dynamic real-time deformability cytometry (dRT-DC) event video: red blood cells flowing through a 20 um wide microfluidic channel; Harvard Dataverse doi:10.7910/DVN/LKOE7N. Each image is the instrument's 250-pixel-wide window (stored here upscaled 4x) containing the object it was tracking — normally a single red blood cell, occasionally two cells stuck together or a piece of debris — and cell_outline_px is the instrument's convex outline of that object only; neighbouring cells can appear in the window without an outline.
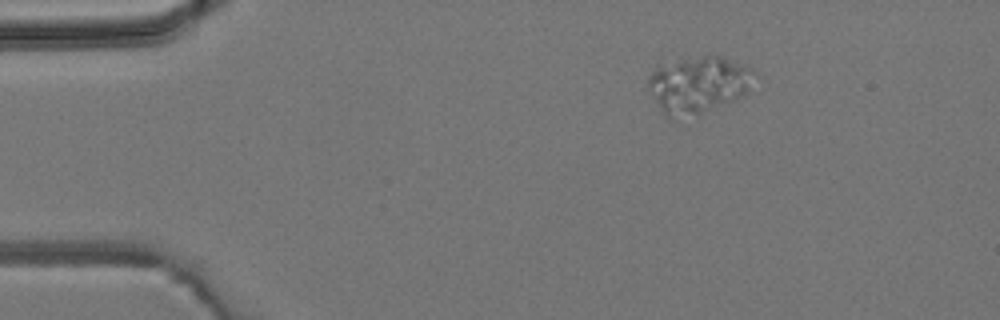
{"species": "common noctule bat (a hibernating species)", "species_latin": "Nyctalus noctula", "temperature_condition": "room temperature", "stored_images_in_passage": 3, "camera_frame_rate_fps": 3000, "um_per_image_px": 0.085, "animal": {"sex": "male", "body_mass_g": 19.2, "forearm_length_mm": 51.8}, "frame": {"image": 1, "passage_image": 1, "time_ms": 0.0, "image_size_px": [1000, 320], "cell_outline_px": [[760, 76], [748, 92], [732, 100], [676, 120], [672, 120], [660, 108], [648, 88], [648, 76], [660, 56], [708, 52], [720, 56], [752, 68]], "centroid_in_image_um": [59.29, 7.02], "position_along_channel_um": 25.7, "area_um2": 37.11}}
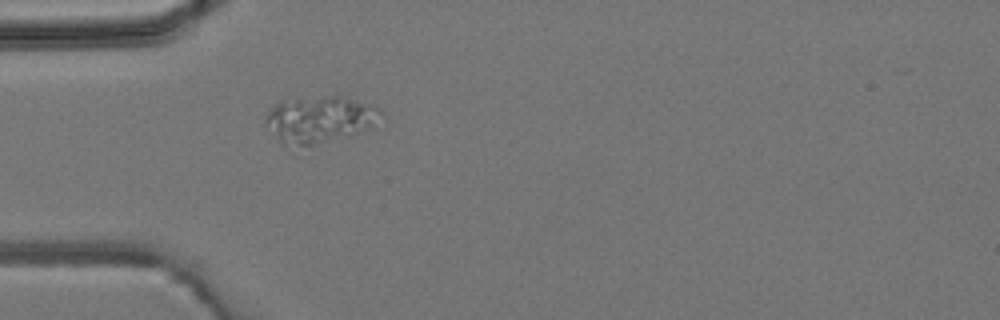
{"frame": {"image": 2, "passage_image": 2, "time_ms": 2.333, "image_size_px": [1000, 320], "cell_outline_px": [[380, 112], [372, 124], [356, 132], [300, 156], [296, 156], [276, 136], [264, 120], [264, 116], [276, 100], [280, 96], [336, 96], [368, 104], [380, 108]], "centroid_in_image_um": [26.94, 10.25], "position_along_channel_um": 58.1, "area_um2": 33.23}}